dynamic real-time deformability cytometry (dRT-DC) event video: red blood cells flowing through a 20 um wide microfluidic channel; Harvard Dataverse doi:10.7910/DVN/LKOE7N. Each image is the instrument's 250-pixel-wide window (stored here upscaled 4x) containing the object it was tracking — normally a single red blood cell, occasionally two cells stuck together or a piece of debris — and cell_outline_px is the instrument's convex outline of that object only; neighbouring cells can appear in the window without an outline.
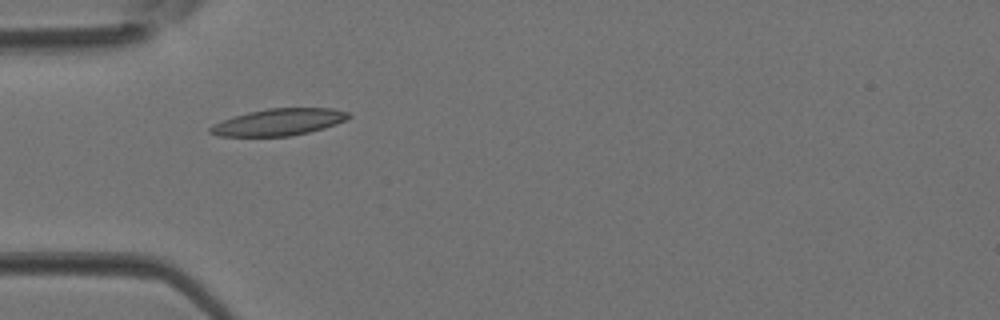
{"species": "Egyptian fruit bat (a non-hibernating species)", "species_latin": "Rousettus aegyptiacus", "temperature_condition": "room temperature", "stored_images_in_passage": 3, "camera_frame_rate_fps": 3000, "um_per_image_px": 0.085, "animal": {"sex": "female"}, "frame": {"image": 1, "passage_image": 3, "time_ms": 0.667, "image_size_px": [1000, 320], "cell_outline_px": [[352, 116], [336, 124], [324, 128], [292, 136], [220, 136], [208, 132], [208, 128], [212, 124], [232, 116], [248, 112], [268, 108], [332, 108], [348, 112]], "centroid_in_image_um": [23.67, 10.37], "position_along_channel_um": 61.3, "area_um2": 21.68}}